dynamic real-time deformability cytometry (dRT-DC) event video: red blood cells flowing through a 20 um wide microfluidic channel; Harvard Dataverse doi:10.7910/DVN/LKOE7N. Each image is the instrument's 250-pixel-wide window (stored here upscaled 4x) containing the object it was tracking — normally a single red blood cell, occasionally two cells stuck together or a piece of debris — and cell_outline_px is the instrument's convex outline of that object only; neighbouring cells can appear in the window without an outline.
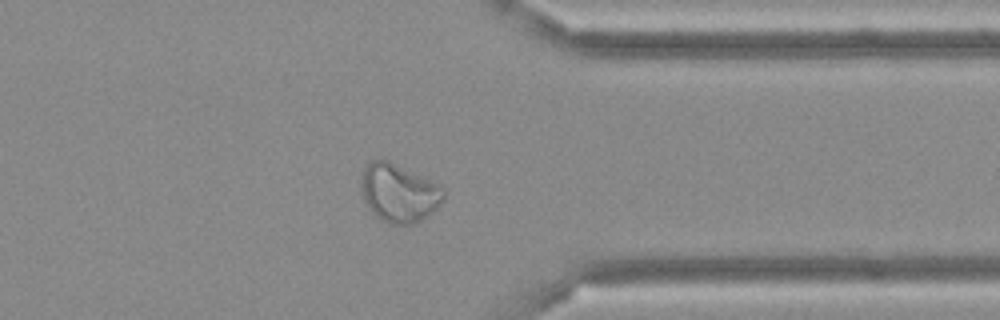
{"species": "Egyptian fruit bat (a non-hibernating species)", "species_latin": "Rousettus aegyptiacus", "temperature_condition": "cold", "stored_images_in_passage": 37, "camera_frame_rate_fps": 3000, "um_per_image_px": 0.085, "frame": {"image": 1, "passage_image": 27, "time_ms": 8.667, "image_size_px": [1000, 320], "cell_outline_px": [[444, 196], [440, 204], [432, 212], [420, 220], [412, 224], [388, 224], [380, 220], [368, 208], [364, 200], [360, 184], [360, 180], [364, 168], [372, 160], [388, 160], [444, 188]], "centroid_in_image_um": [33.86, 16.42], "position_along_channel_um": 377.5, "area_um2": 27.63}}